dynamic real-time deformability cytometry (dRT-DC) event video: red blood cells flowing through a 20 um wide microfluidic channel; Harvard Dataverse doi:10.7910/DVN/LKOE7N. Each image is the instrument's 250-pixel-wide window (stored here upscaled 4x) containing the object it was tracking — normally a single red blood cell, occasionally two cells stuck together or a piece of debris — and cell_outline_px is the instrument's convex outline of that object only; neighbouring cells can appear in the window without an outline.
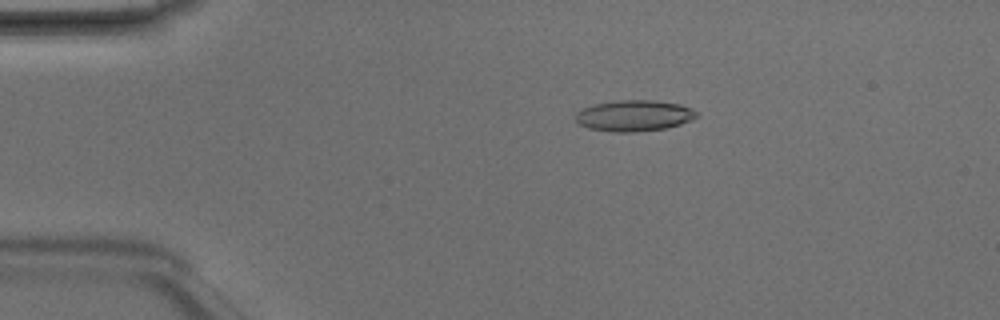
{"species": "Egyptian fruit bat (a non-hibernating species)", "species_latin": "Rousettus aegyptiacus", "temperature_condition": "room temperature", "stored_images_in_passage": 5, "camera_frame_rate_fps": 3000, "um_per_image_px": 0.085, "animal": {"sex": "male"}, "frame": {"image": 1, "passage_image": 3, "time_ms": 0.667, "image_size_px": [1000, 320], "cell_outline_px": [[696, 116], [692, 120], [680, 124], [664, 128], [636, 132], [612, 132], [588, 128], [580, 124], [576, 120], [576, 112], [580, 108], [596, 104], [620, 100], [656, 100], [680, 104], [692, 108], [696, 112]], "centroid_in_image_um": [53.88, 9.83], "position_along_channel_um": 31.1, "area_um2": 21.91}}